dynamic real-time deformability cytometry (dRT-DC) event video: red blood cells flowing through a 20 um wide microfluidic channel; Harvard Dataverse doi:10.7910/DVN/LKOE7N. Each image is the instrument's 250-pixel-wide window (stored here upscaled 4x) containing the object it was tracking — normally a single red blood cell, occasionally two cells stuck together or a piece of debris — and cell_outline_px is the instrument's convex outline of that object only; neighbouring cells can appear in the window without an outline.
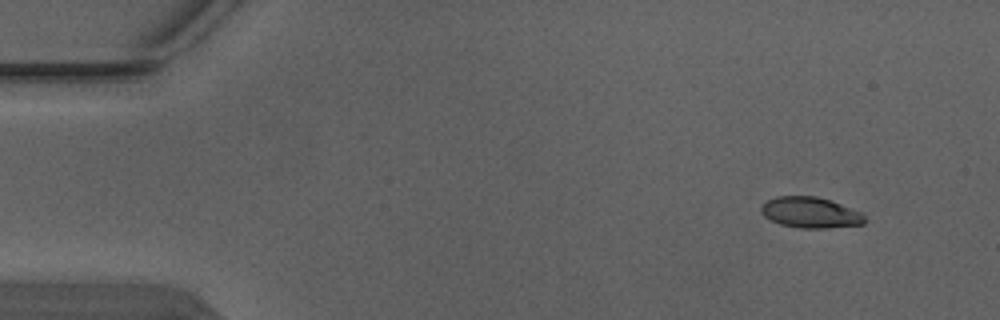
{"species": "Egyptian fruit bat (a non-hibernating species)", "species_latin": "Rousettus aegyptiacus", "temperature_condition": "warm", "stored_images_in_passage": 7, "camera_frame_rate_fps": 3000, "um_per_image_px": 0.085, "animal": {"sex": "male"}, "frame": {"image": 1, "passage_image": 2, "time_ms": 0.333, "image_size_px": [1000, 320], "cell_outline_px": [[864, 224], [828, 228], [800, 228], [780, 224], [764, 216], [760, 212], [760, 208], [768, 200], [776, 196], [816, 196], [840, 204], [860, 212], [864, 216]], "centroid_in_image_um": [68.86, 18.07], "position_along_channel_um": 16.1, "area_um2": 18.38}}
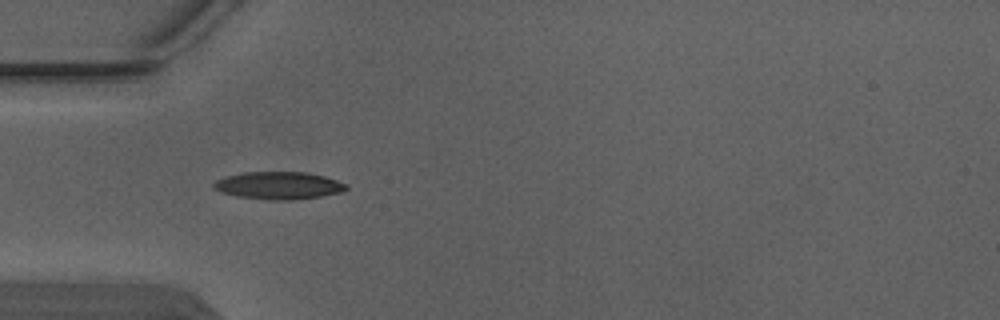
{"frame": {"image": 2, "passage_image": 5, "time_ms": 1.333, "image_size_px": [1000, 320], "cell_outline_px": [[348, 188], [340, 192], [320, 196], [292, 200], [268, 200], [236, 196], [220, 192], [212, 188], [212, 184], [216, 180], [228, 176], [244, 172], [308, 172], [324, 176], [348, 184]], "centroid_in_image_um": [23.67, 15.77], "position_along_channel_um": 61.3, "area_um2": 21.27}}
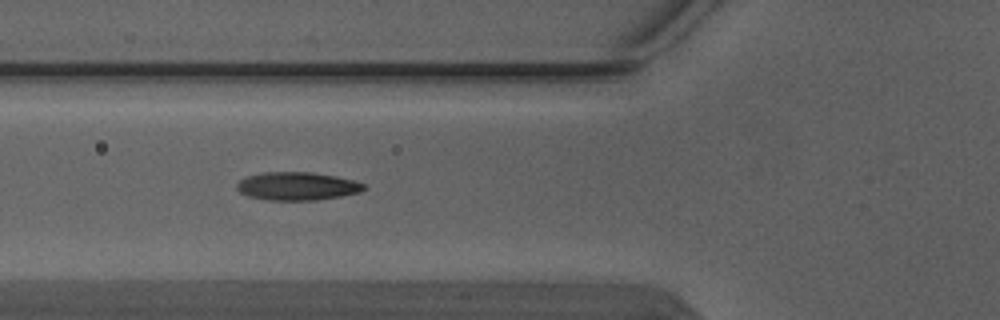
{"frame": {"image": 3, "passage_image": 6, "time_ms": 1.667, "image_size_px": [1000, 320], "cell_outline_px": [[368, 188], [360, 192], [340, 196], [316, 200], [268, 200], [248, 196], [240, 192], [236, 188], [236, 184], [240, 180], [248, 176], [260, 172], [312, 172], [336, 176], [356, 180], [364, 184]], "centroid_in_image_um": [25.28, 15.82], "position_along_channel_um": 100.5, "area_um2": 20.98}}